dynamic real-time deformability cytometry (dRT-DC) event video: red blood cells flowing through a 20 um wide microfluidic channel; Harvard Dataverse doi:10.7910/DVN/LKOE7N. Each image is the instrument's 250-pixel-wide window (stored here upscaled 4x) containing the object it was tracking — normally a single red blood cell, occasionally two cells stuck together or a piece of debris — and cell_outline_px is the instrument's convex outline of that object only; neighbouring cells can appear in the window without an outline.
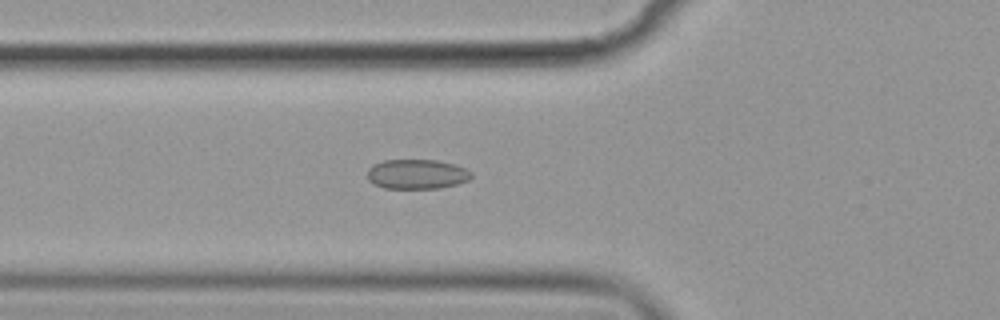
{"species": "common noctule bat (a hibernating species)", "species_latin": "Nyctalus noctula", "temperature_condition": "cold", "stored_images_in_passage": 47, "camera_frame_rate_fps": 3000, "um_per_image_px": 0.085, "animal": {"sex": "female", "body_mass_g": 19.9}, "frame": {"image": 1, "passage_image": 11, "time_ms": 3.333, "image_size_px": [1000, 320], "cell_outline_px": [[472, 176], [468, 180], [456, 184], [440, 188], [384, 188], [368, 180], [368, 168], [372, 164], [384, 160], [436, 160], [452, 164], [464, 168], [472, 172]], "centroid_in_image_um": [35.41, 14.8], "position_along_channel_um": 90.4, "area_um2": 17.86}}
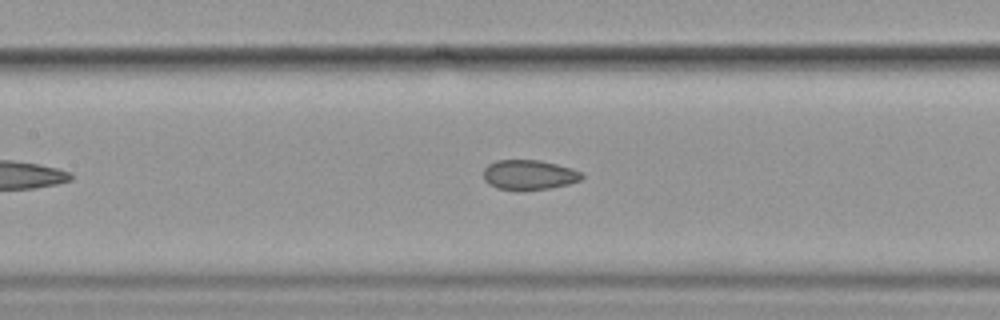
{"frame": {"image": 2, "passage_image": 17, "time_ms": 5.333, "image_size_px": [1000, 320], "cell_outline_px": [[584, 176], [580, 180], [568, 184], [548, 188], [516, 192], [496, 188], [488, 184], [484, 180], [484, 168], [488, 164], [496, 160], [540, 160], [572, 168], [580, 172]], "centroid_in_image_um": [44.92, 14.88], "position_along_channel_um": 162.5, "area_um2": 17.4}}
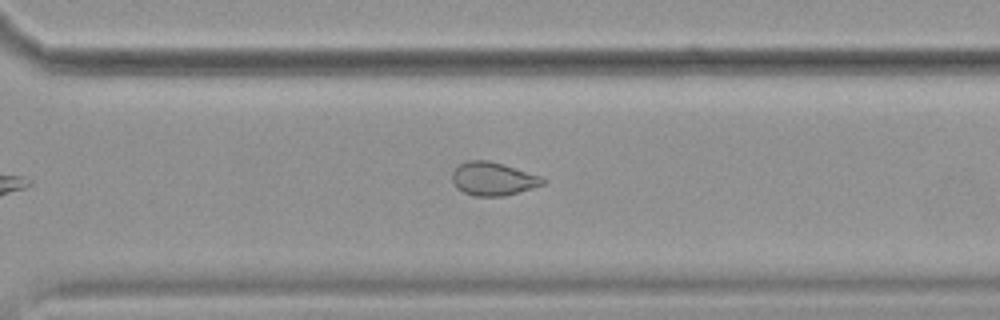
{"frame": {"image": 3, "passage_image": 31, "time_ms": 10.0, "image_size_px": [1000, 320], "cell_outline_px": [[548, 180], [544, 184], [532, 188], [504, 196], [476, 196], [464, 192], [456, 188], [452, 180], [452, 172], [460, 164], [468, 160], [488, 160], [504, 164], [540, 176]], "centroid_in_image_um": [41.91, 15.2], "position_along_channel_um": 328.7, "area_um2": 17.57}, "authors_computed_cell_mechanics": {"area_um2": 18.0336, "velocity_mm_per_s": 3.5849, "shape_relaxation_time_tau1_ms": null, "shape_relaxation_time_tau2_ms": 1.6184, "deformation_change_tau1": null, "deformation_change_tau2": 0.0668}}